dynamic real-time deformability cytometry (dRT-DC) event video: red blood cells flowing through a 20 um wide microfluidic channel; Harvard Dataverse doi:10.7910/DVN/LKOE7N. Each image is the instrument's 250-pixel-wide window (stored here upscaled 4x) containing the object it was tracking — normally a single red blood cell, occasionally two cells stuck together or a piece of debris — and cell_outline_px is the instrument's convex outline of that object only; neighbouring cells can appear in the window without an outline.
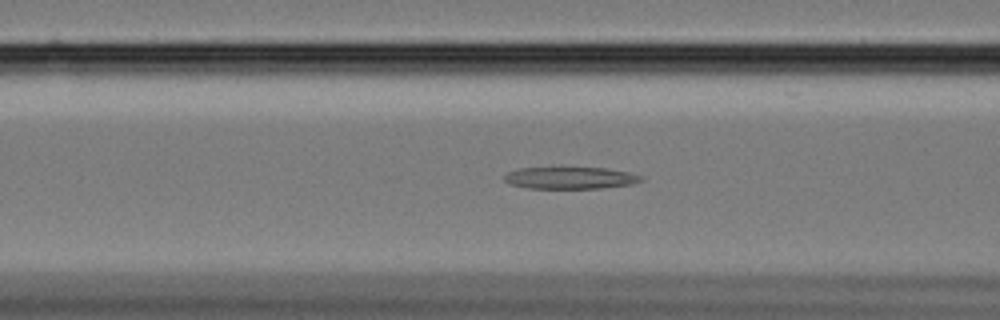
{"species": "Egyptian fruit bat (a non-hibernating species)", "species_latin": "Rousettus aegyptiacus", "temperature_condition": "cold", "stored_images_in_passage": 51, "camera_frame_rate_fps": 3000, "um_per_image_px": 0.085, "animal": {"sex": "female"}, "frame": {"image": 1, "passage_image": 16, "time_ms": 5.0, "image_size_px": [1000, 320], "cell_outline_px": [[644, 180], [632, 184], [600, 188], [528, 188], [508, 184], [504, 180], [504, 176], [508, 172], [520, 168], [560, 164], [604, 168], [628, 172], [644, 176]], "centroid_in_image_um": [48.43, 15.06], "position_along_channel_um": 118.2, "area_um2": 18.61}}
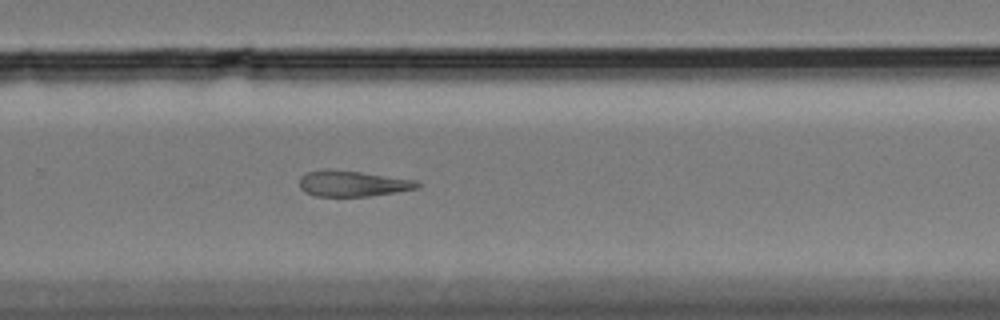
{"frame": {"image": 2, "passage_image": 32, "time_ms": 10.333, "image_size_px": [1000, 320], "cell_outline_px": [[420, 188], [368, 196], [316, 196], [304, 192], [300, 188], [300, 176], [304, 172], [360, 172], [416, 180], [420, 184]], "centroid_in_image_um": [30.01, 15.64], "position_along_channel_um": 299.8, "area_um2": 16.99}}
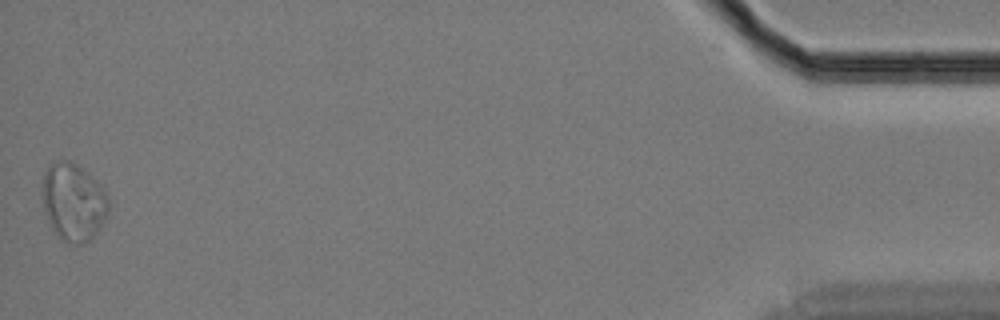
{"frame": {"image": 3, "passage_image": 51, "time_ms": 16.667, "image_size_px": [1000, 320], "cell_outline_px": [[108, 212], [100, 228], [84, 244], [68, 244], [52, 228], [44, 208], [40, 196], [44, 172], [52, 164], [60, 160], [72, 160], [88, 172], [104, 188], [108, 196]], "centroid_in_image_um": [6.24, 17.14], "position_along_channel_um": 429.0, "area_um2": 30.11}}